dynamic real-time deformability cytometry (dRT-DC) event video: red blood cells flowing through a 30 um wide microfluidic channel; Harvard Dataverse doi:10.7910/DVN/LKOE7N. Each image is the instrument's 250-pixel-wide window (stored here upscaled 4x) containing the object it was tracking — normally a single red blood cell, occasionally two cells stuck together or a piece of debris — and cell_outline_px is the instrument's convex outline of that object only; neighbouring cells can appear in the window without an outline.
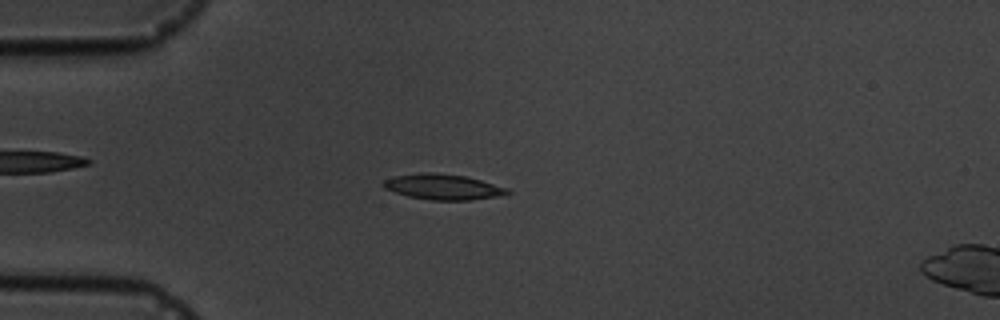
{"species": "common noctule bat (a hibernating species)", "species_latin": "Nyctalus noctula", "temperature_condition": "cold", "stored_images_in_passage": 6, "camera_frame_rate_fps": 3000, "um_per_image_px": 0.085, "animal": {"sex": "male", "body_mass_g": 19.5, "forearm_length_mm": 54.6}, "frame": {"image": 1, "passage_image": 4, "time_ms": 4.333, "image_size_px": [1000, 320], "cell_outline_px": [[512, 192], [496, 196], [472, 200], [432, 200], [408, 196], [384, 188], [380, 184], [384, 180], [396, 176], [420, 172], [432, 172], [468, 176], [508, 188]], "centroid_in_image_um": [37.65, 15.87], "position_along_channel_um": 47.3, "area_um2": 18.44}}
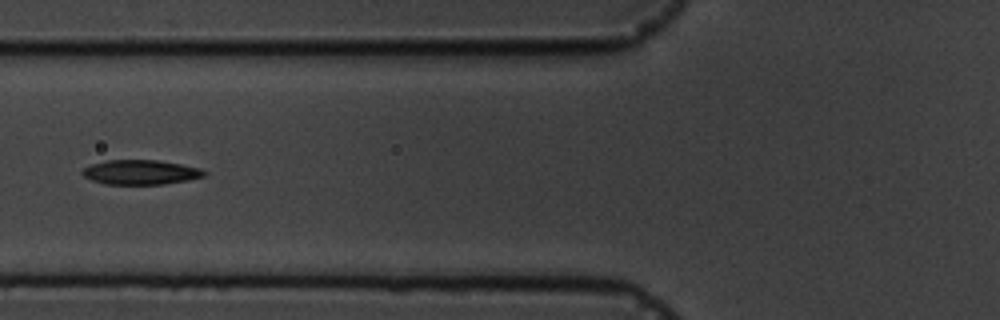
{"frame": {"image": 2, "passage_image": 6, "time_ms": 6.667, "image_size_px": [1000, 320], "cell_outline_px": [[208, 172], [204, 176], [188, 180], [164, 184], [104, 184], [92, 180], [84, 176], [80, 172], [84, 168], [92, 164], [104, 160], [156, 160], [180, 164], [200, 168]], "centroid_in_image_um": [11.94, 14.64], "position_along_channel_um": 113.9, "area_um2": 17.46}}